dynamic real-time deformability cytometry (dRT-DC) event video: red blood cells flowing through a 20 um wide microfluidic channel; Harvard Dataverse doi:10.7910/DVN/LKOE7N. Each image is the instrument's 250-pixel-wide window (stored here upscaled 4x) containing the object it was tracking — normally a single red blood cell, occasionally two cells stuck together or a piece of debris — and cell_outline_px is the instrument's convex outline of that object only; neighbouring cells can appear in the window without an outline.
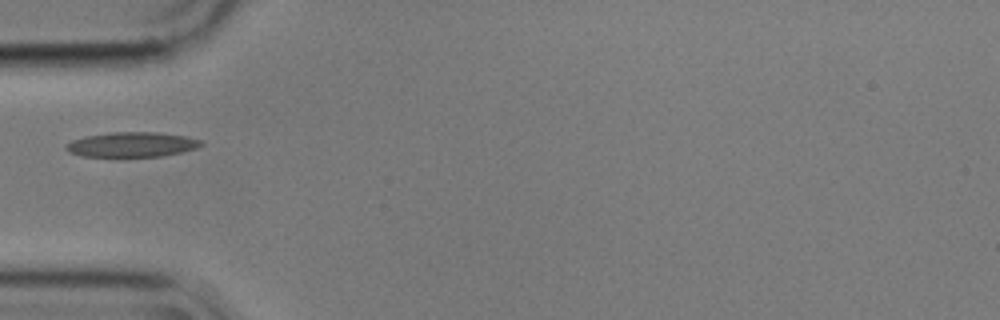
{"species": "common noctule bat (a hibernating species)", "species_latin": "Nyctalus noctula", "temperature_condition": "cold", "stored_images_in_passage": 39, "camera_frame_rate_fps": 3000, "um_per_image_px": 0.085, "animal": {"sex": "male", "body_mass_g": 17.9}, "frame": {"image": 1, "passage_image": 1, "time_ms": 0.0, "image_size_px": [1000, 320], "cell_outline_px": [[204, 144], [196, 148], [164, 156], [80, 156], [68, 152], [64, 148], [64, 144], [72, 140], [88, 136], [112, 132], [156, 132], [184, 136], [200, 140]], "centroid_in_image_um": [11.17, 12.29], "position_along_channel_um": 73.8, "area_um2": 19.42}}
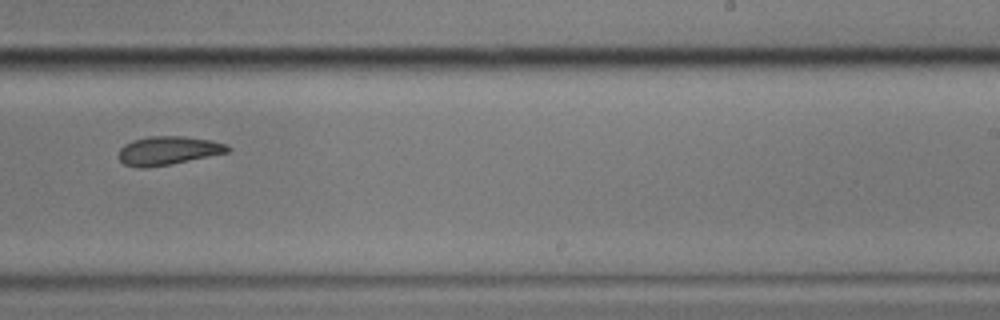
{"frame": {"image": 2, "passage_image": 18, "time_ms": 5.667, "image_size_px": [1000, 320], "cell_outline_px": [[232, 148], [228, 152], [172, 164], [144, 168], [140, 168], [124, 164], [120, 160], [120, 148], [124, 144], [132, 140], [148, 136], [184, 136], [208, 140], [228, 144]], "centroid_in_image_um": [14.29, 12.79], "position_along_channel_um": 274.7, "area_um2": 18.15}}
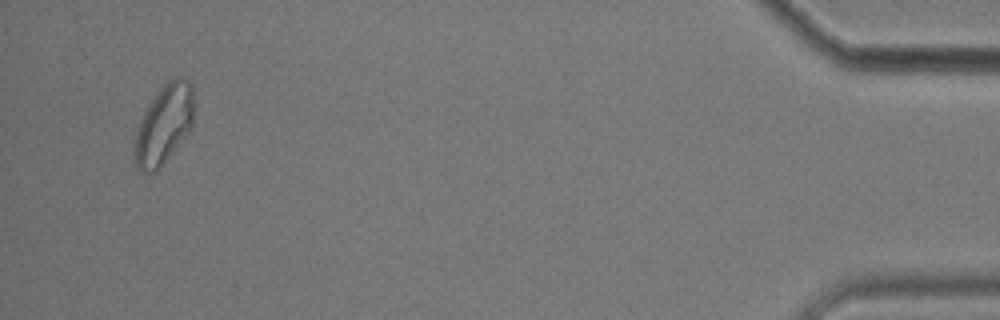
{"frame": {"image": 3, "passage_image": 37, "time_ms": 12.0, "image_size_px": [1000, 320], "cell_outline_px": [[192, 128], [156, 172], [140, 172], [136, 164], [136, 136], [140, 120], [144, 112], [160, 88], [172, 76], [180, 76], [192, 88]], "centroid_in_image_um": [13.94, 10.58], "position_along_channel_um": 421.3, "area_um2": 26.53}}